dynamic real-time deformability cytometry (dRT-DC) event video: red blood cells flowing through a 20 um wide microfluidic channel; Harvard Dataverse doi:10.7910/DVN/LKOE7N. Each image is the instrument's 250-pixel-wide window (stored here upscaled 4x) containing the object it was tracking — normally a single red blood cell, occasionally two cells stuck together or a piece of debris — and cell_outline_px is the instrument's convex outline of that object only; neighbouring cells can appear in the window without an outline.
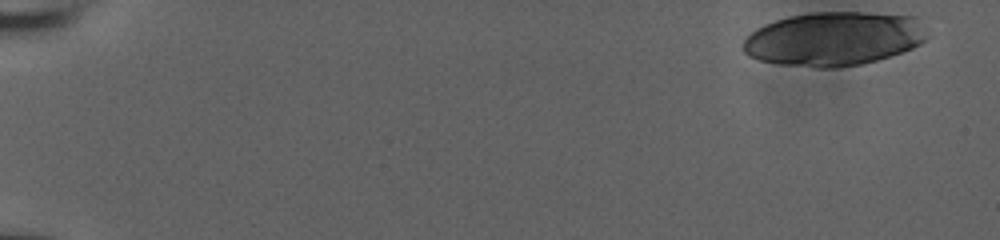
{"species": "human", "species_latin": "Homo sapiens", "temperature_condition": "room temperature", "stored_images_in_passage": 10, "camera_frame_rate_fps": 3000, "um_per_image_px": 0.085, "donor": {"sex": "male"}, "frame": {"image": 1, "passage_image": 1, "time_ms": 0.0, "image_size_px": [1000, 240], "cell_outline_px": [[928, 36], [920, 44], [912, 48], [876, 60], [860, 64], [836, 68], [820, 68], [780, 64], [760, 60], [748, 56], [744, 52], [744, 40], [756, 28], [764, 24], [788, 16], [812, 12], [860, 12], [916, 16]], "centroid_in_image_um": [70.87, 3.29], "position_along_channel_um": 14.1, "area_um2": 57.68}}
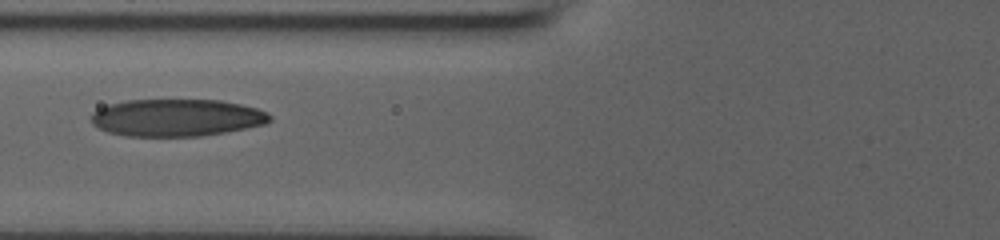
{"frame": {"image": 2, "passage_image": 9, "time_ms": 2.667, "image_size_px": [1000, 240], "cell_outline_px": [[272, 120], [268, 124], [224, 132], [200, 136], [128, 136], [108, 132], [92, 124], [92, 112], [108, 104], [128, 100], [220, 100], [240, 104], [256, 108], [268, 112], [272, 116]], "centroid_in_image_um": [15.05, 10.0], "position_along_channel_um": 110.8, "area_um2": 38.84}}